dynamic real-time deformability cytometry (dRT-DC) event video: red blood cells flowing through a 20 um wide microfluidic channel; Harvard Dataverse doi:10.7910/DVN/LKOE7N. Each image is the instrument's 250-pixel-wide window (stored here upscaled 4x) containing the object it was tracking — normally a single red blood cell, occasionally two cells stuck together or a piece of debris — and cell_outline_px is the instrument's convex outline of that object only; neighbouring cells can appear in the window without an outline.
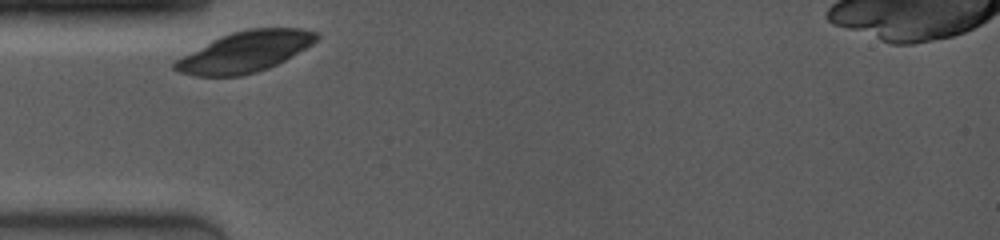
{"species": "common noctule bat (a hibernating species)", "species_latin": "Nyctalus noctula", "temperature_condition": "room temperature", "stored_images_in_passage": 9, "camera_frame_rate_fps": 4000, "um_per_image_px": 0.085, "animal": {"sex": "female", "body_mass_g": 19.0, "forearm_length_mm": 53.3}, "frame": {"image": 1, "passage_image": 1, "time_ms": 0.0, "image_size_px": [1000, 240], "cell_outline_px": [[320, 36], [316, 40], [304, 48], [284, 60], [268, 68], [256, 72], [240, 76], [196, 76], [180, 72], [172, 68], [172, 64], [176, 60], [212, 40], [220, 36], [232, 32], [248, 28], [300, 28], [316, 32]], "centroid_in_image_um": [20.81, 4.4], "position_along_channel_um": 64.2, "area_um2": 33.12}}